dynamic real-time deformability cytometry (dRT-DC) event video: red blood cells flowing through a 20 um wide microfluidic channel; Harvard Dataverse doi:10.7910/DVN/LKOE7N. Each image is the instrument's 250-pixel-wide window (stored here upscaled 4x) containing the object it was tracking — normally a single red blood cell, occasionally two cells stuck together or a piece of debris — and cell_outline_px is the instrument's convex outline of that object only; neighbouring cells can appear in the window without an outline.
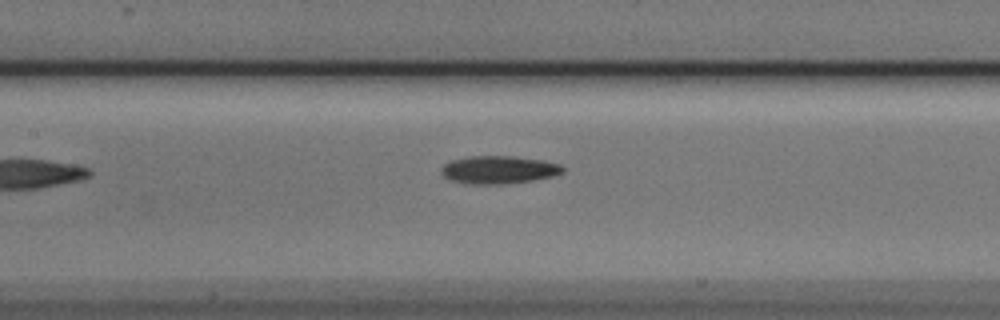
{"species": "Egyptian fruit bat (a non-hibernating species)", "species_latin": "Rousettus aegyptiacus", "temperature_condition": "cold", "stored_images_in_passage": 5, "segment_of_instrument_passage": [1, 2], "camera_frame_rate_fps": 3000, "um_per_image_px": 0.085, "animal": {"sex": "male"}, "frame": {"image": 1, "passage_image": 4, "time_ms": 1.0, "image_size_px": [1000, 320], "cell_outline_px": [[564, 172], [552, 176], [532, 180], [500, 184], [464, 184], [452, 180], [444, 176], [440, 172], [440, 168], [448, 160], [472, 156], [512, 156], [540, 160], [560, 164], [564, 168]], "centroid_in_image_um": [42.33, 14.43], "position_along_channel_um": 165.1, "area_um2": 19.71}}